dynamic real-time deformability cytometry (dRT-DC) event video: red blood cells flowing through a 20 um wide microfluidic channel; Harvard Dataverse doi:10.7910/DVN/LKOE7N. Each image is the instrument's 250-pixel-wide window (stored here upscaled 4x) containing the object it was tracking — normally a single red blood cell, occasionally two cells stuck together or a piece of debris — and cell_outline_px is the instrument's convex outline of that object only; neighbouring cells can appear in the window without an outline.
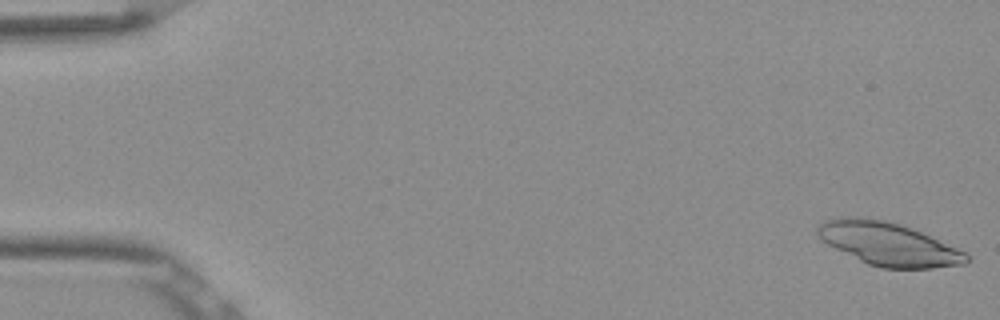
{"species": "Egyptian fruit bat (a non-hibernating species)", "species_latin": "Rousettus aegyptiacus", "temperature_condition": "room temperature", "stored_images_in_passage": 52, "segment_of_instrument_passage": [1, 2], "camera_frame_rate_fps": 3000, "um_per_image_px": 0.085, "frame": {"image": 1, "passage_image": 1, "time_ms": 0.0, "image_size_px": [1000, 320], "cell_outline_px": [[972, 260], [964, 264], [932, 268], [880, 268], [868, 264], [828, 244], [816, 232], [816, 224], [840, 216], [860, 216], [884, 220], [900, 224], [920, 232], [956, 248], [964, 252]], "centroid_in_image_um": [75.49, 20.72], "position_along_channel_um": 9.5, "area_um2": 36.99}}